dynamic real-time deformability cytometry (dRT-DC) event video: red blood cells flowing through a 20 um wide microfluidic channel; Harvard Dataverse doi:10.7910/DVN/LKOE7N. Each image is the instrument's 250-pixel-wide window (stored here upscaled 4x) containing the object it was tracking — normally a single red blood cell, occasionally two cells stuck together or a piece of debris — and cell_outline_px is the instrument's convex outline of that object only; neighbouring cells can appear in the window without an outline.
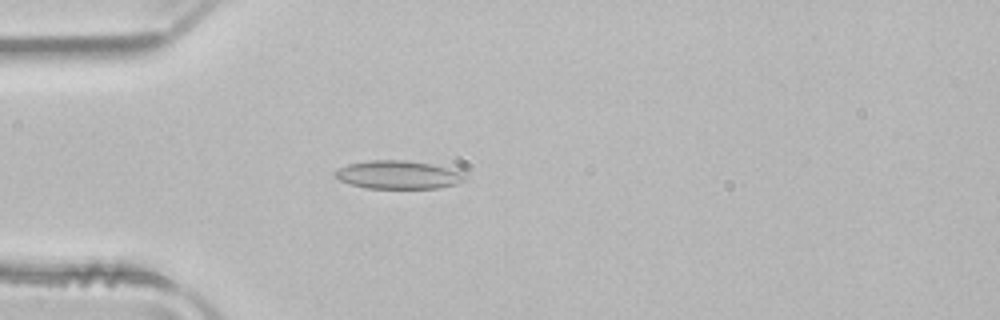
{"species": "common noctule bat (a hibernating species)", "species_latin": "Nyctalus noctula", "temperature_condition": "room temperature", "stored_images_in_passage": 50, "camera_frame_rate_fps": 3000, "um_per_image_px": 0.085, "animal": {"sex": "male", "body_mass_g": 21.5, "forearm_length_mm": 52.0}, "frame": {"image": 1, "passage_image": 13, "time_ms": 4.0, "image_size_px": [1000, 320], "cell_outline_px": [[464, 180], [456, 184], [440, 188], [368, 188], [352, 184], [340, 180], [336, 176], [336, 172], [340, 168], [348, 164], [368, 160], [404, 160], [460, 168], [464, 172]], "centroid_in_image_um": [33.96, 14.84], "position_along_channel_um": 51.0, "area_um2": 21.44}}
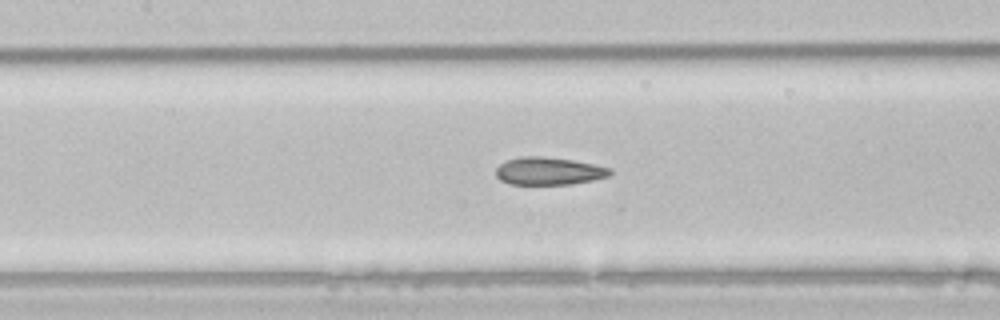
{"frame": {"image": 2, "passage_image": 22, "time_ms": 7.0, "image_size_px": [1000, 320], "cell_outline_px": [[612, 172], [608, 176], [592, 180], [572, 184], [508, 184], [500, 180], [496, 176], [496, 168], [504, 160], [520, 156], [540, 156], [572, 160], [612, 168]], "centroid_in_image_um": [46.6, 14.54], "position_along_channel_um": 160.8, "area_um2": 18.44}}
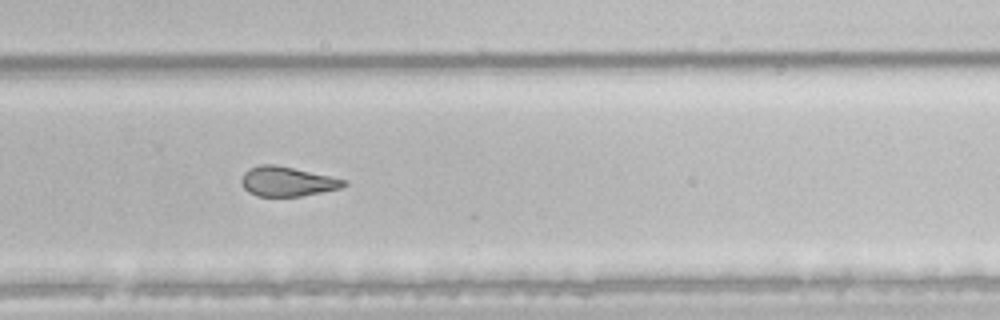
{"frame": {"image": 3, "passage_image": 33, "time_ms": 10.667, "image_size_px": [1000, 320], "cell_outline_px": [[348, 184], [340, 188], [300, 196], [256, 196], [248, 192], [244, 188], [240, 180], [244, 172], [248, 168], [260, 164], [276, 164], [348, 180]], "centroid_in_image_um": [24.38, 15.41], "position_along_channel_um": 305.4, "area_um2": 17.74}, "authors_computed_cell_mechanics": {"area_um2": 20.3456, "velocity_mm_per_s": 3.9631, "shape_relaxation_time_tau1_ms": 9.6196, "shape_relaxation_time_tau2_ms": 2.0291, "deformation_change_tau1": 0.2101, "deformation_change_tau2": 0.1033}}